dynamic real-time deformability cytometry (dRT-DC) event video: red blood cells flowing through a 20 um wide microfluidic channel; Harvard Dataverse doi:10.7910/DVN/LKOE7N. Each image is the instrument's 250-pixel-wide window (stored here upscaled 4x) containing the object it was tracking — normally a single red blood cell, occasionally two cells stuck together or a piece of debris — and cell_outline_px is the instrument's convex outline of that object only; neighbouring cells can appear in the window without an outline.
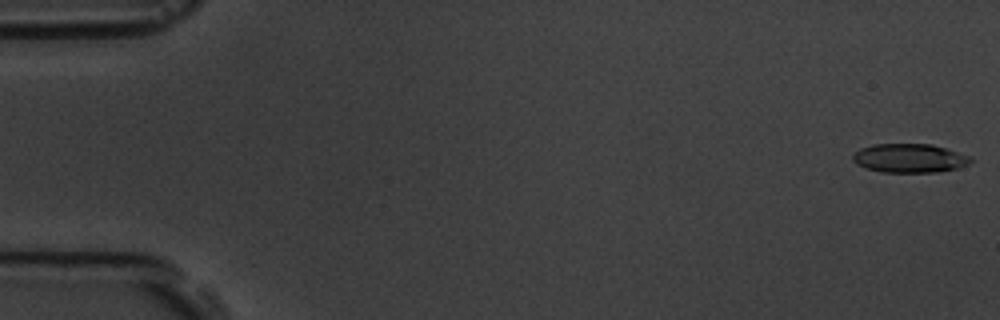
{"species": "common noctule bat (a hibernating species)", "species_latin": "Nyctalus noctula", "temperature_condition": "room temperature", "stored_images_in_passage": 4, "camera_frame_rate_fps": 3000, "um_per_image_px": 0.085, "animal": {"sex": "male", "body_mass_g": 19.5, "forearm_length_mm": 54.6}, "frame": {"image": 1, "passage_image": 1, "time_ms": 0.0, "image_size_px": [1000, 320], "cell_outline_px": [[972, 160], [968, 164], [956, 168], [936, 172], [880, 172], [864, 168], [856, 164], [852, 160], [852, 156], [860, 148], [872, 144], [932, 144], [972, 156]], "centroid_in_image_um": [77.28, 13.44], "position_along_channel_um": 7.7, "area_um2": 19.94}}
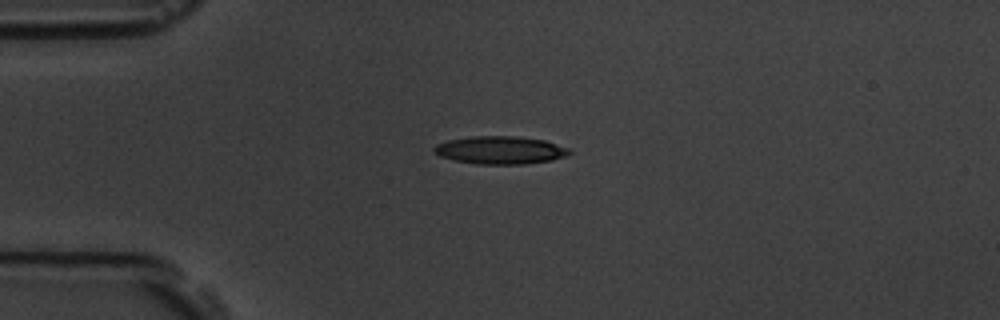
{"frame": {"image": 2, "passage_image": 4, "time_ms": 4.333, "image_size_px": [1000, 320], "cell_outline_px": [[572, 152], [568, 156], [552, 160], [524, 164], [476, 164], [456, 160], [440, 156], [432, 152], [432, 148], [436, 144], [448, 140], [472, 136], [516, 136], [544, 140], [572, 148]], "centroid_in_image_um": [42.56, 12.76], "position_along_channel_um": 42.4, "area_um2": 22.2}}